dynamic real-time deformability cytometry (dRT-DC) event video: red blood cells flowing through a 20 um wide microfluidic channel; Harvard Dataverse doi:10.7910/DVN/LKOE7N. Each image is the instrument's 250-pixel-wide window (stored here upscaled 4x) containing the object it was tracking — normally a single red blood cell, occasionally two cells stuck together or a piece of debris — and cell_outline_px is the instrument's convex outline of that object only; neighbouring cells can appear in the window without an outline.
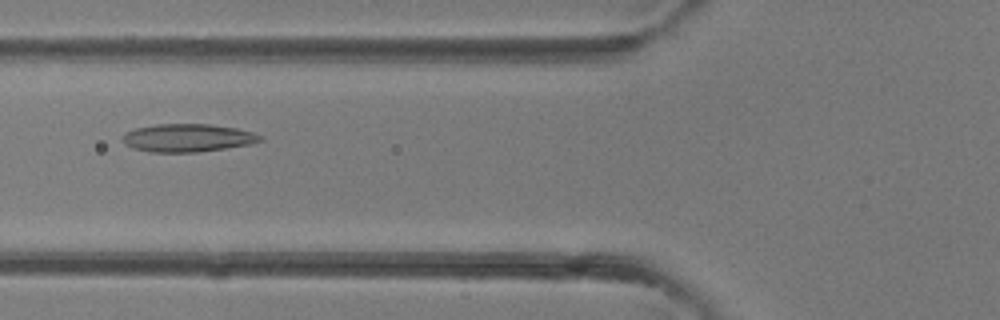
{"species": "common noctule bat (a hibernating species)", "species_latin": "Nyctalus noctula", "temperature_condition": "room temperature", "stored_images_in_passage": 34, "camera_frame_rate_fps": 3000, "um_per_image_px": 0.085, "animal": {"sex": "female"}, "frame": {"image": 1, "passage_image": 10, "time_ms": 3.0, "image_size_px": [1000, 320], "cell_outline_px": [[264, 140], [248, 144], [224, 148], [196, 152], [148, 152], [132, 148], [124, 144], [124, 132], [136, 128], [156, 124], [208, 124], [236, 128], [252, 132], [264, 136]], "centroid_in_image_um": [15.94, 11.72], "position_along_channel_um": 109.9, "area_um2": 22.37}}
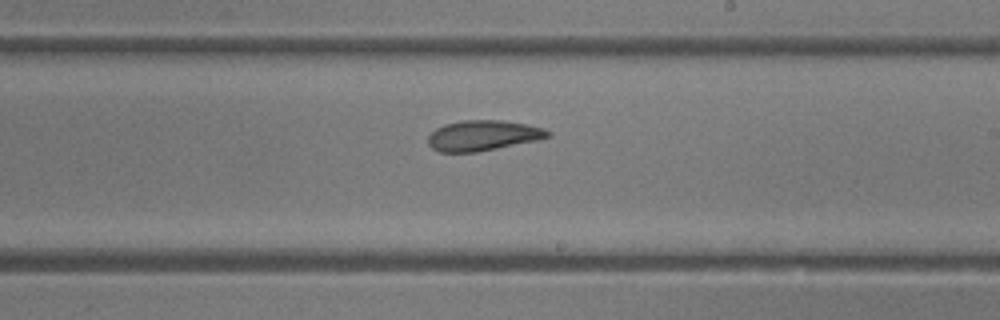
{"frame": {"image": 2, "passage_image": 18, "time_ms": 5.667, "image_size_px": [1000, 320], "cell_outline_px": [[552, 136], [540, 140], [476, 152], [440, 152], [432, 148], [428, 144], [428, 136], [436, 128], [444, 124], [464, 120], [500, 120], [528, 124], [544, 128], [552, 132]], "centroid_in_image_um": [41.1, 11.51], "position_along_channel_um": 247.9, "area_um2": 21.39}}
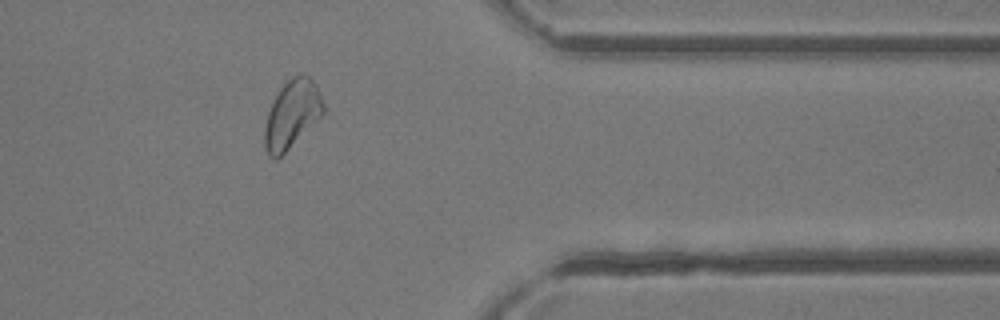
{"frame": {"image": 3, "passage_image": 27, "time_ms": 8.667, "image_size_px": [1000, 320], "cell_outline_px": [[324, 112], [276, 160], [268, 156], [264, 148], [264, 128], [268, 112], [272, 100], [280, 88], [288, 80], [296, 76], [308, 76], [316, 84], [320, 92], [324, 104]], "centroid_in_image_um": [24.78, 9.72], "position_along_channel_um": 386.6, "area_um2": 22.77}}